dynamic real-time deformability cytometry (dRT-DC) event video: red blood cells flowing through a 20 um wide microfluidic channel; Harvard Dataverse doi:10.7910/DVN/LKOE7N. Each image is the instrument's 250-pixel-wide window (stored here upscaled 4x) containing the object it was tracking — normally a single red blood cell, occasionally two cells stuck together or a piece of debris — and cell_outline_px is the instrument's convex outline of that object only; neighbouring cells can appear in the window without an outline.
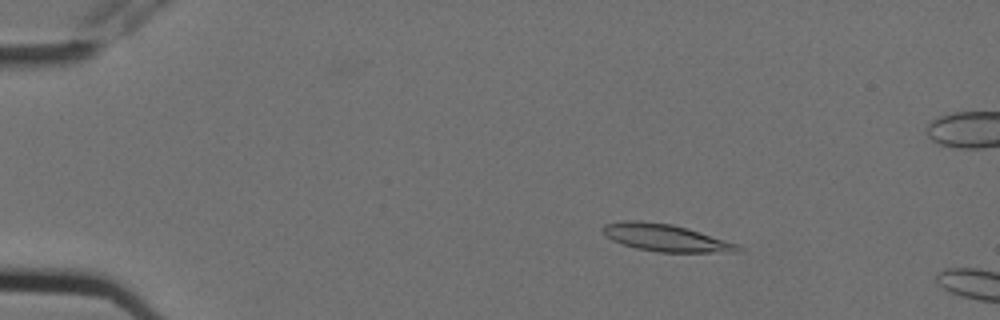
{"species": "Egyptian fruit bat (a non-hibernating species)", "species_latin": "Rousettus aegyptiacus", "temperature_condition": "cold", "stored_images_in_passage": 6, "camera_frame_rate_fps": 3000, "um_per_image_px": 0.085, "animal": {"sex": "female"}, "frame": {"image": 1, "passage_image": 3, "time_ms": 0.667, "image_size_px": [1000, 320], "cell_outline_px": [[744, 248], [740, 252], [656, 252], [636, 248], [612, 240], [600, 228], [604, 224], [624, 220], [640, 220], [672, 224], [700, 232], [736, 244]], "centroid_in_image_um": [56.56, 20.2], "position_along_channel_um": 28.4, "area_um2": 21.27}}